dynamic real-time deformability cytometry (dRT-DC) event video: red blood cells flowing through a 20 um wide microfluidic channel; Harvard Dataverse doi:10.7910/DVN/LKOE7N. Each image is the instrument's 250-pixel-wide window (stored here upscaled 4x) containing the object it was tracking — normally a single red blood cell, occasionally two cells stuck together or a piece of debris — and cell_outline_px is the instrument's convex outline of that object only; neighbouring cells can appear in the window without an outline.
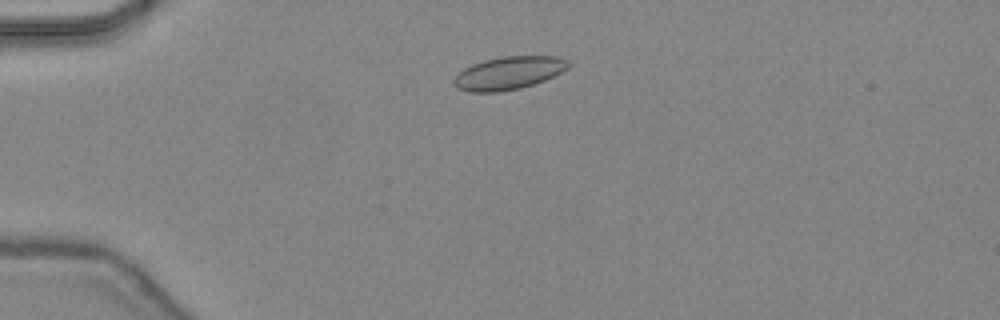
{"species": "common noctule bat (a hibernating species)", "species_latin": "Nyctalus noctula", "temperature_condition": "warm", "stored_images_in_passage": 42, "camera_frame_rate_fps": 3000, "um_per_image_px": 0.085, "animal": {"sex": "female", "body_mass_g": 24.6, "forearm_length_mm": 56.2}, "frame": {"image": 1, "passage_image": 7, "time_ms": 2.0, "image_size_px": [1000, 320], "cell_outline_px": [[572, 64], [568, 68], [544, 80], [520, 88], [500, 92], [468, 92], [456, 88], [452, 84], [452, 80], [464, 68], [472, 64], [484, 60], [504, 56], [560, 56], [568, 60]], "centroid_in_image_um": [43.22, 6.21], "position_along_channel_um": 41.8, "area_um2": 22.08}}
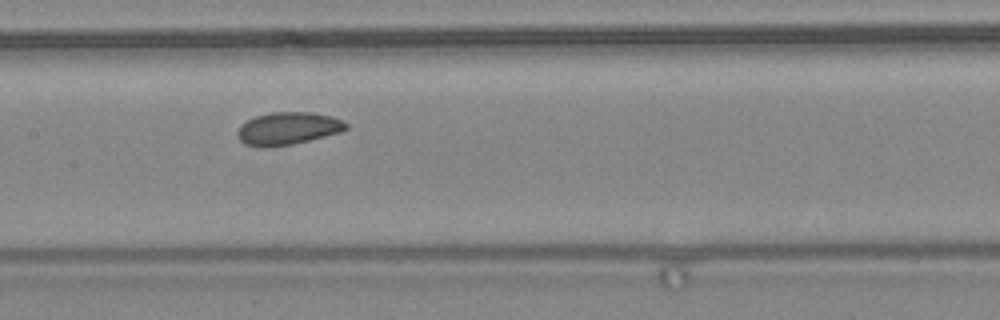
{"frame": {"image": 2, "passage_image": 19, "time_ms": 6.0, "image_size_px": [1000, 320], "cell_outline_px": [[348, 128], [340, 132], [292, 144], [244, 144], [236, 136], [236, 132], [240, 124], [256, 116], [272, 112], [308, 112], [332, 116], [348, 124]], "centroid_in_image_um": [24.48, 10.87], "position_along_channel_um": 182.9, "area_um2": 19.88}}
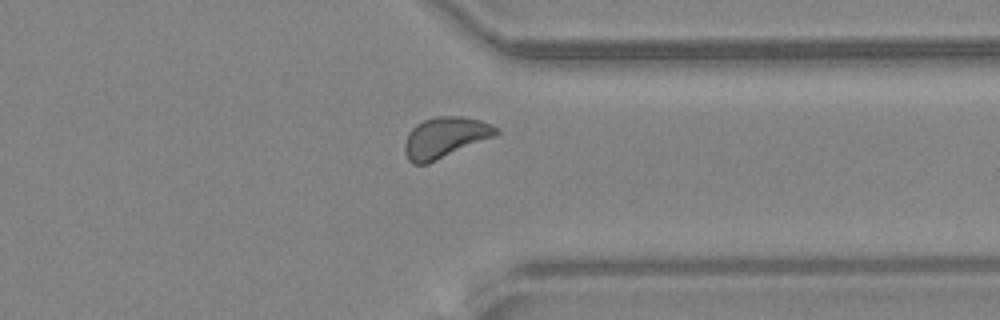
{"frame": {"image": 3, "passage_image": 32, "time_ms": 10.333, "image_size_px": [1000, 320], "cell_outline_px": [[500, 132], [496, 136], [428, 164], [412, 164], [408, 160], [404, 152], [404, 144], [408, 132], [416, 124], [424, 120], [436, 116], [460, 116], [480, 120], [492, 124], [500, 128]], "centroid_in_image_um": [37.84, 11.69], "position_along_channel_um": 373.6, "area_um2": 22.02}, "authors_computed_cell_mechanics": {"area_um2": 20.808, "velocity_mm_per_s": 4.4288, "shape_relaxation_time_tau1_ms": 4.7674, "shape_relaxation_time_tau2_ms": 2.9696, "deformation_change_tau1": 0.0741, "deformation_change_tau2": 0.0839}}